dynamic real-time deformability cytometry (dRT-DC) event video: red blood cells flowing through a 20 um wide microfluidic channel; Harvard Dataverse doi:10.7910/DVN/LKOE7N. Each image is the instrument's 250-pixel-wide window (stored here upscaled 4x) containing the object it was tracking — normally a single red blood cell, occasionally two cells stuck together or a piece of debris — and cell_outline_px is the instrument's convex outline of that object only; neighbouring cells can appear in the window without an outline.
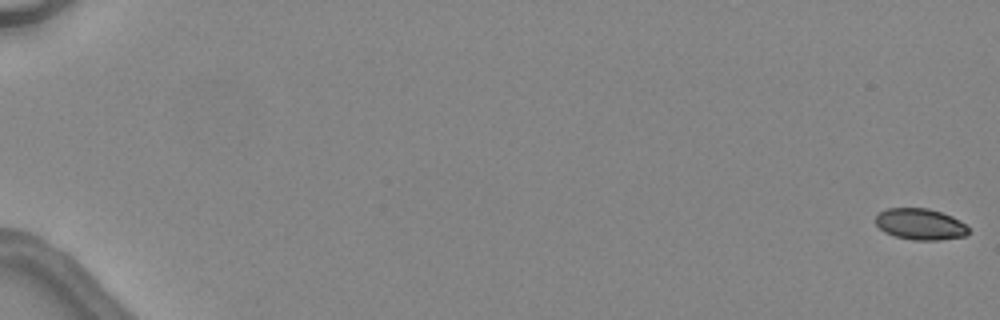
{"species": "common noctule bat (a hibernating species)", "species_latin": "Nyctalus noctula", "temperature_condition": "warm", "stored_images_in_passage": 5, "camera_frame_rate_fps": 3000, "um_per_image_px": 0.085, "animal": {"sex": "female", "body_mass_g": 24.6, "forearm_length_mm": 56.2}, "frame": {"image": 1, "passage_image": 1, "time_ms": 0.0, "image_size_px": [1000, 320], "cell_outline_px": [[968, 232], [964, 236], [940, 240], [912, 240], [896, 236], [884, 232], [876, 224], [876, 212], [888, 208], [928, 208], [952, 216], [960, 220], [968, 228]], "centroid_in_image_um": [78.19, 19.05], "position_along_channel_um": 6.8, "area_um2": 16.94}}
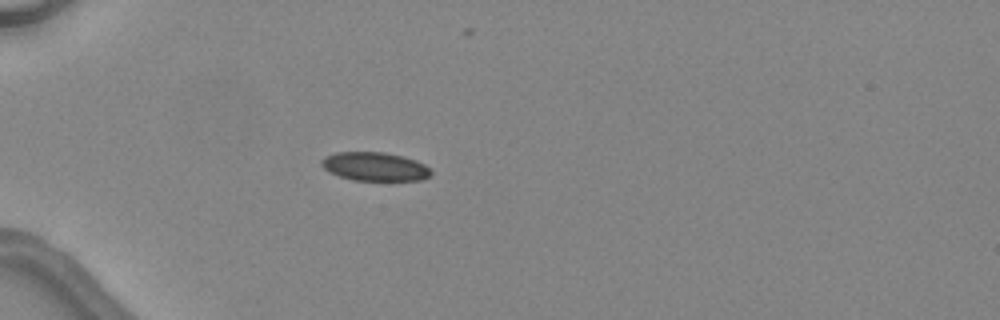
{"frame": {"image": 2, "passage_image": 5, "time_ms": 5.333, "image_size_px": [1000, 320], "cell_outline_px": [[432, 172], [428, 176], [420, 180], [352, 180], [328, 172], [320, 164], [320, 160], [324, 156], [336, 152], [384, 152], [404, 156], [416, 160], [424, 164]], "centroid_in_image_um": [31.81, 14.14], "position_along_channel_um": 53.2, "area_um2": 18.32}}